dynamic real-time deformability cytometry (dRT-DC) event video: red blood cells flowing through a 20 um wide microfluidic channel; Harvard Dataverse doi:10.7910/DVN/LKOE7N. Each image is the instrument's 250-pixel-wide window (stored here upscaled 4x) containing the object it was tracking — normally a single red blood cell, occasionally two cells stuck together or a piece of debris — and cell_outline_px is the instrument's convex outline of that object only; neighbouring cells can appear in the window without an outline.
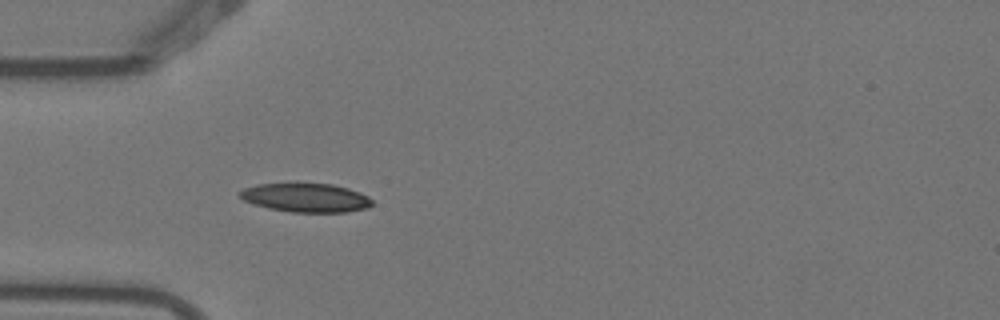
{"species": "Egyptian fruit bat (a non-hibernating species)", "species_latin": "Rousettus aegyptiacus", "temperature_condition": "warm", "stored_images_in_passage": 4, "camera_frame_rate_fps": 3000, "um_per_image_px": 0.085, "animal": {"sex": "female"}, "frame": {"image": 1, "passage_image": 4, "time_ms": 1.0, "image_size_px": [1000, 320], "cell_outline_px": [[372, 204], [368, 208], [348, 212], [292, 212], [268, 208], [252, 204], [244, 200], [240, 196], [240, 192], [244, 188], [256, 184], [296, 180], [332, 184], [348, 188], [360, 192], [368, 196], [372, 200]], "centroid_in_image_um": [25.98, 16.75], "position_along_channel_um": 59.0, "area_um2": 23.24}}